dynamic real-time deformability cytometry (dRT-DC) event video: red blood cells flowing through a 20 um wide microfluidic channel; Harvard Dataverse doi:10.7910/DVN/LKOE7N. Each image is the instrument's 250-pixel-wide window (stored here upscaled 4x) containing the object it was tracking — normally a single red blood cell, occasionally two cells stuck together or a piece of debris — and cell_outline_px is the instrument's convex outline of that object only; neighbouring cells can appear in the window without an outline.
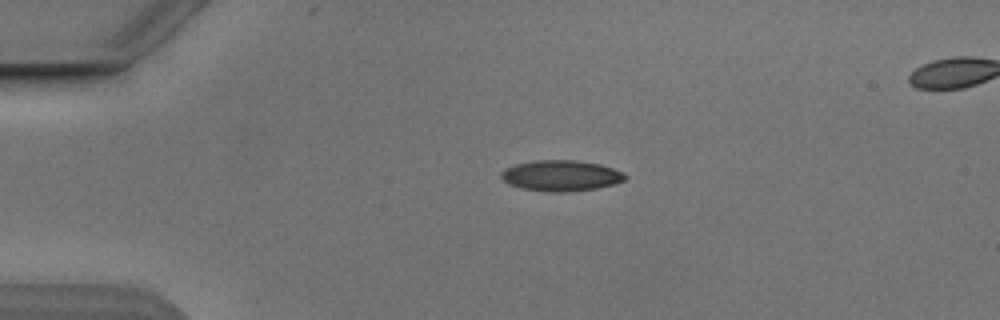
{"species": "Egyptian fruit bat (a non-hibernating species)", "species_latin": "Rousettus aegyptiacus", "temperature_condition": "cold", "stored_images_in_passage": 6, "camera_frame_rate_fps": 3000, "um_per_image_px": 0.085, "animal": {"sex": "male"}, "frame": {"image": 1, "passage_image": 1, "time_ms": 0.0, "image_size_px": [1000, 320], "cell_outline_px": [[620, 180], [604, 184], [580, 188], [540, 188], [524, 184], [508, 176], [508, 172], [536, 164], [588, 164], [604, 168], [616, 172], [620, 176]], "centroid_in_image_um": [47.93, 14.94], "position_along_channel_um": 37.1, "area_um2": 15.37}}